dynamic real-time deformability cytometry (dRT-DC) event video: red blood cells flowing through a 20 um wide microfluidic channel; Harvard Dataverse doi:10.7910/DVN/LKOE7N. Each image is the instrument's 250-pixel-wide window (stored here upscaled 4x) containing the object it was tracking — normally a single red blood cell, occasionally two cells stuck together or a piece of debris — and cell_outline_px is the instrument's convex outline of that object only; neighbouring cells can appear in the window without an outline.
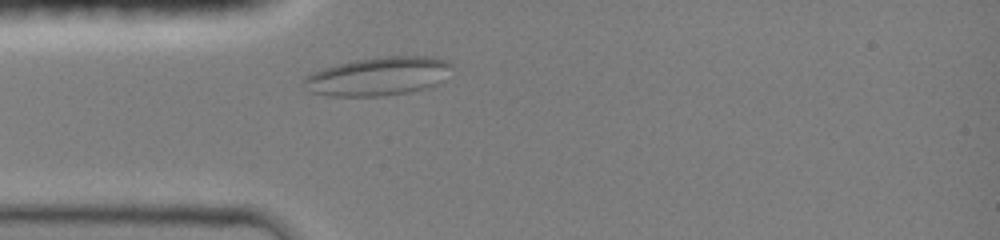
{"species": "common noctule bat (a hibernating species)", "species_latin": "Nyctalus noctula", "temperature_condition": "room temperature", "stored_images_in_passage": 27, "camera_frame_rate_fps": 3000, "um_per_image_px": 0.085, "animal": {"sex": "female", "body_mass_g": 19.0, "forearm_length_mm": 51.5}, "frame": {"image": 1, "passage_image": 7, "time_ms": 2.0, "image_size_px": [1000, 240], "cell_outline_px": [[452, 64], [432, 84], [424, 88], [408, 92], [380, 96], [328, 96], [308, 92], [300, 84], [312, 72], [324, 68], [356, 60], [376, 56], [428, 56], [448, 60]], "centroid_in_image_um": [32.01, 6.48], "position_along_channel_um": 53.0, "area_um2": 32.6}}
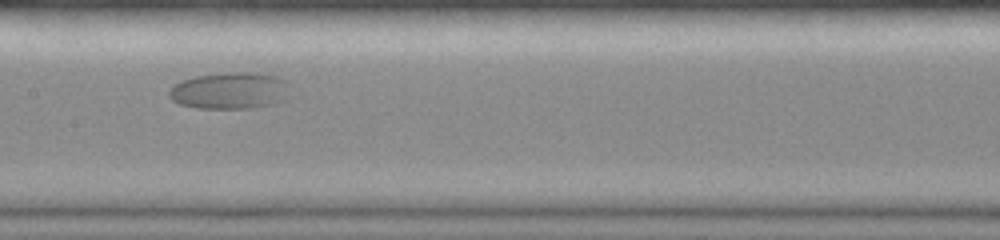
{"frame": {"image": 2, "passage_image": 16, "time_ms": 5.667, "image_size_px": [1000, 240], "cell_outline_px": [[292, 84], [288, 100], [272, 104], [248, 108], [196, 108], [180, 104], [172, 100], [168, 96], [168, 92], [176, 84], [184, 80], [196, 76], [228, 72], [248, 72], [276, 76]], "centroid_in_image_um": [19.62, 7.71], "position_along_channel_um": 187.8, "area_um2": 26.07}}
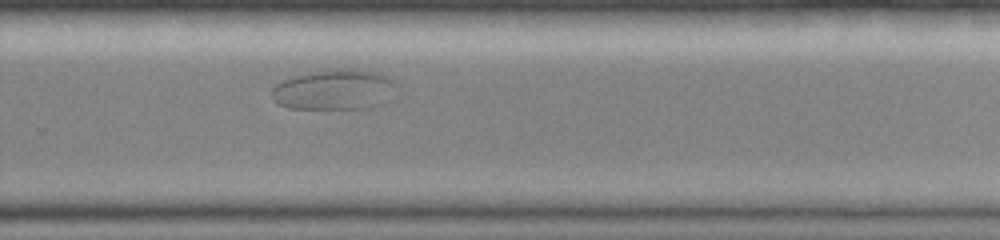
{"frame": {"image": 3, "passage_image": 24, "time_ms": 8.667, "image_size_px": [1000, 240], "cell_outline_px": [[400, 96], [396, 100], [372, 108], [288, 108], [276, 104], [272, 96], [272, 88], [276, 84], [292, 76], [324, 68], [360, 68], [380, 72], [388, 76], [392, 80]], "centroid_in_image_um": [28.54, 7.6], "position_along_channel_um": 301.3, "area_um2": 30.69}}